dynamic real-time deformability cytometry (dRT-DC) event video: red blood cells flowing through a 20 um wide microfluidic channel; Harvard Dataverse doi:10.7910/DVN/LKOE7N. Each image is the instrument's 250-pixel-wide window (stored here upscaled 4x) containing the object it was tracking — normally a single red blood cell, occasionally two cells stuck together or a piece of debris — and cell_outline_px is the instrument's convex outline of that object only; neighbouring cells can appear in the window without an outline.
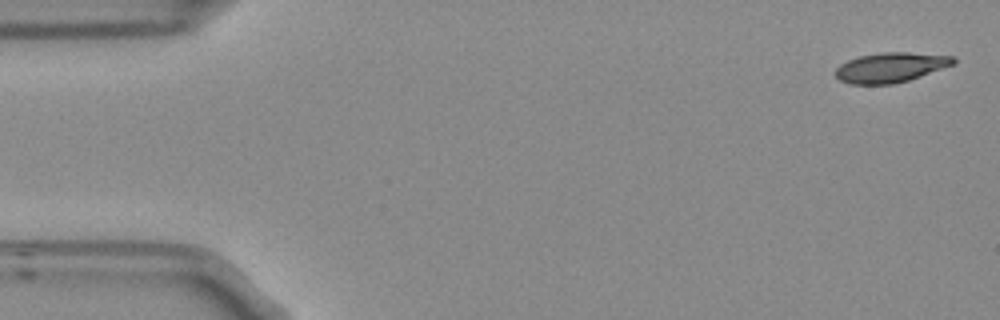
{"species": "Egyptian fruit bat (a non-hibernating species)", "species_latin": "Rousettus aegyptiacus", "temperature_condition": "room temperature", "stored_images_in_passage": 4, "camera_frame_rate_fps": 3000, "um_per_image_px": 0.085, "frame": {"image": 1, "passage_image": 1, "time_ms": 0.0, "image_size_px": [1000, 320], "cell_outline_px": [[956, 64], [908, 80], [892, 84], [848, 84], [840, 80], [836, 76], [836, 68], [840, 64], [848, 60], [860, 56], [880, 52], [908, 52], [952, 56], [956, 60]], "centroid_in_image_um": [75.71, 5.73], "position_along_channel_um": 9.3, "area_um2": 20.46}}
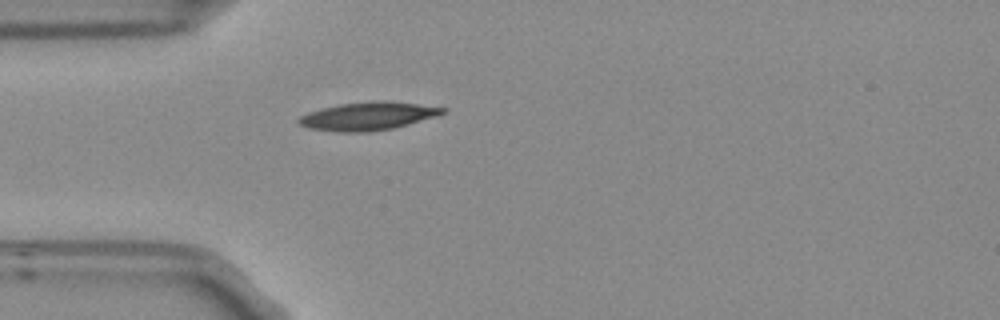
{"frame": {"image": 2, "passage_image": 4, "time_ms": 1.0, "image_size_px": [1000, 320], "cell_outline_px": [[448, 108], [444, 112], [436, 116], [408, 124], [392, 128], [368, 132], [340, 132], [308, 128], [300, 124], [296, 120], [300, 116], [308, 112], [320, 108], [340, 104], [372, 100], [388, 100]], "centroid_in_image_um": [31.25, 9.86], "position_along_channel_um": 53.8, "area_um2": 23.64}}